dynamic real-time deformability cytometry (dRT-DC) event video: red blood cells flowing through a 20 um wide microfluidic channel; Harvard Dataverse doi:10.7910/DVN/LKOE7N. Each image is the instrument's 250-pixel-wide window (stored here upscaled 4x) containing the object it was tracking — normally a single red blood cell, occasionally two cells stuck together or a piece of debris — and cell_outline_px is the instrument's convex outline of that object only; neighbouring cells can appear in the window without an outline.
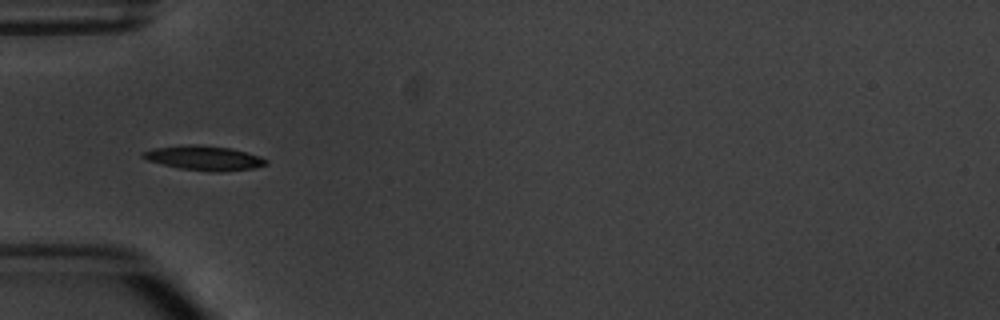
{"species": "common noctule bat (a hibernating species)", "species_latin": "Nyctalus noctula", "temperature_condition": "warm", "stored_images_in_passage": 8, "camera_frame_rate_fps": 3000, "um_per_image_px": 0.085, "animal": {"sex": "male", "body_mass_g": 20.1, "forearm_length_mm": 53.5}, "frame": {"image": 1, "passage_image": 6, "time_ms": 6.667, "image_size_px": [1000, 320], "cell_outline_px": [[268, 164], [252, 168], [220, 172], [216, 172], [180, 168], [148, 160], [140, 156], [144, 152], [156, 148], [188, 144], [196, 144], [232, 148], [260, 156], [268, 160]], "centroid_in_image_um": [17.4, 13.42], "position_along_channel_um": 67.6, "area_um2": 17.34}}
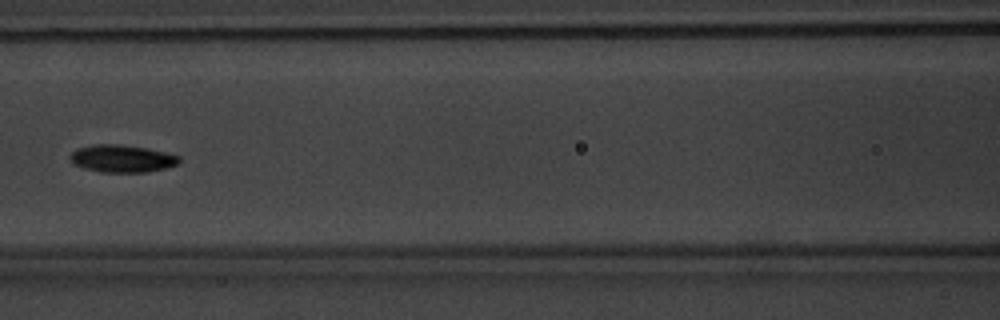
{"frame": {"image": 2, "passage_image": 8, "time_ms": 9.0, "image_size_px": [1000, 320], "cell_outline_px": [[180, 164], [148, 172], [100, 172], [84, 168], [72, 164], [68, 156], [76, 148], [92, 144], [120, 144], [148, 148], [180, 156]], "centroid_in_image_um": [10.34, 13.47], "position_along_channel_um": 156.3, "area_um2": 17.69}}